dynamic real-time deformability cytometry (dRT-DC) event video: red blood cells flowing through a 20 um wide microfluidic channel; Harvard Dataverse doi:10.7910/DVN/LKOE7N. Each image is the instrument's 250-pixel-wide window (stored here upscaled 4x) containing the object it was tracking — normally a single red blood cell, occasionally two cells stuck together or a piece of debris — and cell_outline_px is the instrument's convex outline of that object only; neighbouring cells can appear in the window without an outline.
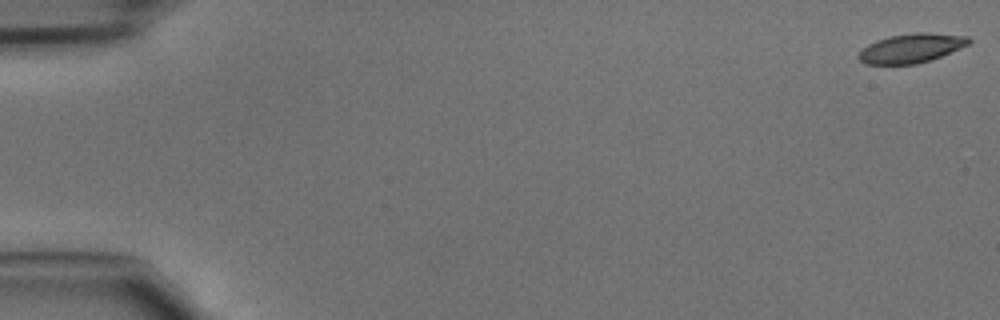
{"species": "common noctule bat (a hibernating species)", "species_latin": "Nyctalus noctula", "temperature_condition": "cold", "stored_images_in_passage": 12, "camera_frame_rate_fps": 3000, "um_per_image_px": 0.085, "animal": {"sex": "male", "body_mass_g": 15.6}, "frame": {"image": 1, "passage_image": 1, "time_ms": 0.0, "image_size_px": [1000, 320], "cell_outline_px": [[972, 40], [968, 44], [940, 56], [916, 64], [864, 64], [856, 56], [868, 44], [876, 40], [888, 36], [916, 32], [928, 32], [968, 36]], "centroid_in_image_um": [77.43, 4.08], "position_along_channel_um": 7.6, "area_um2": 18.61}}
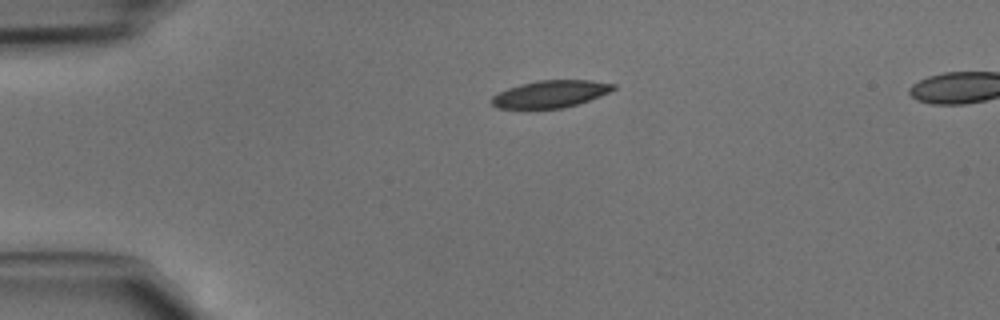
{"frame": {"image": 2, "passage_image": 11, "time_ms": 3.333, "image_size_px": [1000, 320], "cell_outline_px": [[616, 88], [600, 96], [564, 108], [496, 108], [492, 104], [492, 96], [508, 88], [520, 84], [536, 80], [592, 80], [616, 84]], "centroid_in_image_um": [46.8, 7.98], "position_along_channel_um": 38.2, "area_um2": 19.13}}